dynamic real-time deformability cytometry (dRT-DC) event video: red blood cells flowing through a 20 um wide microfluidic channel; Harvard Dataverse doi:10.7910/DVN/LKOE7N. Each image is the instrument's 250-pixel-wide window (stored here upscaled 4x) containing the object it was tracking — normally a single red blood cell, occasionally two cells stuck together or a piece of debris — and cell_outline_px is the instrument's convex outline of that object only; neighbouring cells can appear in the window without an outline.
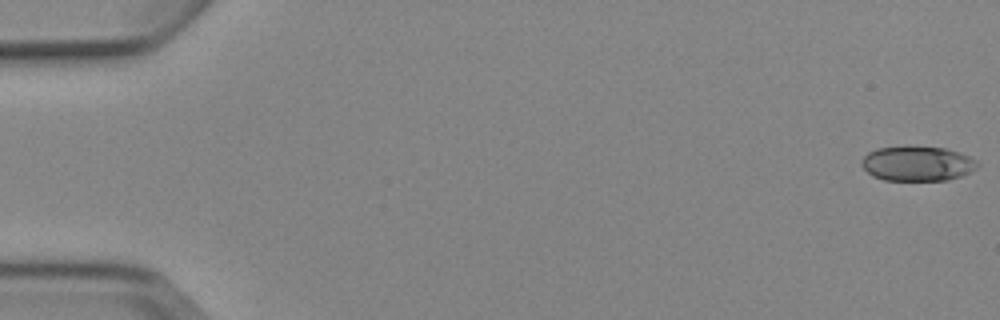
{"species": "Egyptian fruit bat (a non-hibernating species)", "species_latin": "Rousettus aegyptiacus", "temperature_condition": "cold", "stored_images_in_passage": 5, "camera_frame_rate_fps": 3000, "um_per_image_px": 0.085, "animal": {"sex": "female"}, "frame": {"image": 1, "passage_image": 1, "time_ms": 0.0, "image_size_px": [1000, 320], "cell_outline_px": [[980, 164], [976, 168], [960, 176], [948, 180], [884, 180], [872, 176], [864, 168], [864, 156], [868, 152], [876, 148], [944, 148], [960, 152], [976, 160]], "centroid_in_image_um": [78.01, 13.93], "position_along_channel_um": 7.0, "area_um2": 22.83}}
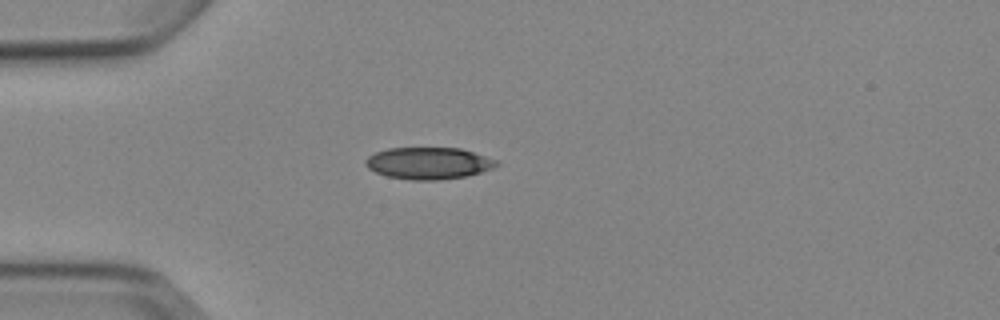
{"frame": {"image": 2, "passage_image": 5, "time_ms": 4.667, "image_size_px": [1000, 320], "cell_outline_px": [[500, 164], [492, 168], [480, 172], [464, 176], [440, 180], [408, 180], [388, 176], [376, 172], [368, 168], [364, 164], [364, 160], [368, 156], [376, 152], [388, 148], [460, 148], [496, 160]], "centroid_in_image_um": [36.38, 13.87], "position_along_channel_um": 48.6, "area_um2": 24.16}}